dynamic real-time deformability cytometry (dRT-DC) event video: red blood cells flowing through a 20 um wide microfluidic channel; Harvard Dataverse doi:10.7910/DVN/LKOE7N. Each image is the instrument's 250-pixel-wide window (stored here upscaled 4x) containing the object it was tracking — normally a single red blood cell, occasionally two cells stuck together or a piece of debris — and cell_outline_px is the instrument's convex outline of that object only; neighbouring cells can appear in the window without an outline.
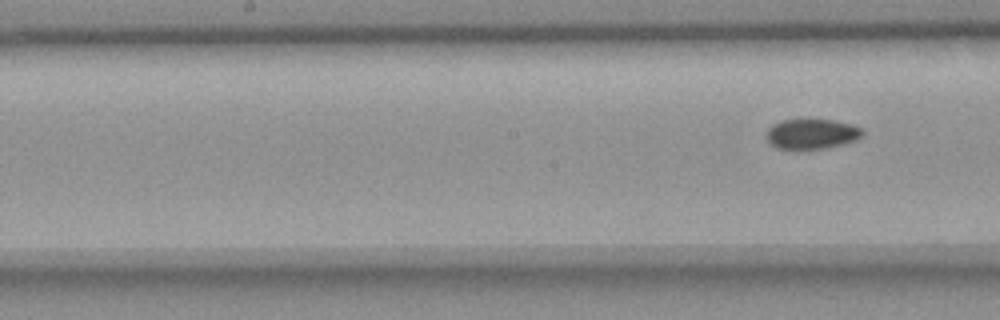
{"species": "common noctule bat (a hibernating species)", "species_latin": "Nyctalus noctula", "temperature_condition": "room temperature", "stored_images_in_passage": 9, "segment_of_instrument_passage": [2, 2], "camera_frame_rate_fps": 3000, "um_per_image_px": 0.085, "animal": {"sex": "female", "body_mass_g": 18.4}, "frame": {"image": 1, "passage_image": 9, "time_ms": 2.667, "image_size_px": [1000, 320], "cell_outline_px": [[864, 132], [856, 140], [824, 148], [776, 148], [768, 140], [768, 128], [772, 124], [780, 120], [808, 116], [836, 120], [852, 124], [864, 128]], "centroid_in_image_um": [69.01, 11.3], "position_along_channel_um": 179.2, "area_um2": 17.34}}